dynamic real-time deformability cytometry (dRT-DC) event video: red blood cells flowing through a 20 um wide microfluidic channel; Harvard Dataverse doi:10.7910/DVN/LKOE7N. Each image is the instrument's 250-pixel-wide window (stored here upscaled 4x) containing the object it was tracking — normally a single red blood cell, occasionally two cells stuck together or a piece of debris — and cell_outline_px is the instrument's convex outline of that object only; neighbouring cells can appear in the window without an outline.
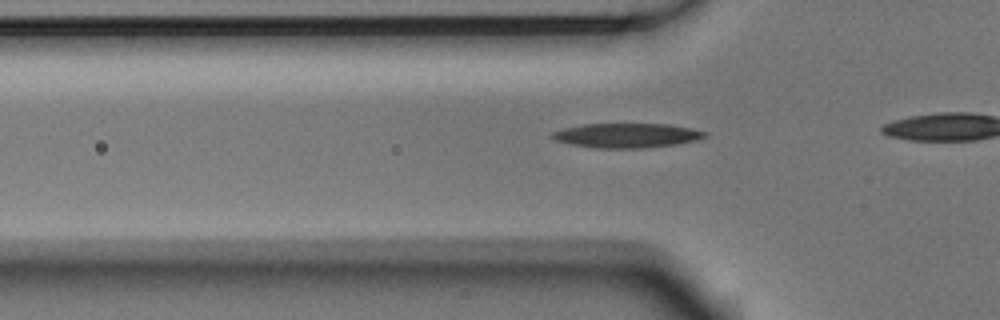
{"species": "Egyptian fruit bat (a non-hibernating species)", "species_latin": "Rousettus aegyptiacus", "temperature_condition": "room temperature", "stored_images_in_passage": 36, "camera_frame_rate_fps": 3000, "um_per_image_px": 0.085, "animal": {"sex": "male"}, "frame": {"image": 1, "passage_image": 11, "time_ms": 3.333, "image_size_px": [1000, 320], "cell_outline_px": [[708, 136], [696, 140], [676, 144], [644, 148], [596, 148], [572, 144], [556, 140], [548, 136], [552, 132], [564, 128], [580, 124], [668, 124], [692, 128], [708, 132]], "centroid_in_image_um": [53.29, 11.51], "position_along_channel_um": 72.5, "area_um2": 21.85}}
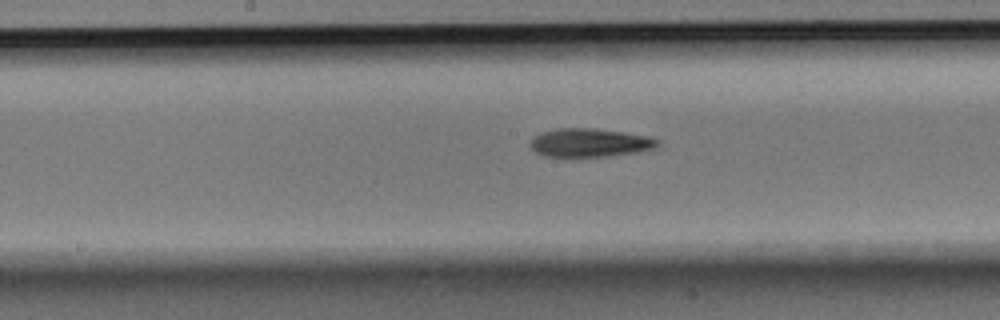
{"frame": {"image": 2, "passage_image": 21, "time_ms": 6.667, "image_size_px": [1000, 320], "cell_outline_px": [[660, 144], [656, 148], [640, 152], [608, 156], [544, 156], [536, 152], [528, 144], [532, 136], [540, 132], [556, 128], [596, 128], [624, 132], [644, 136], [660, 140]], "centroid_in_image_um": [50.11, 12.12], "position_along_channel_um": 198.1, "area_um2": 21.33}}
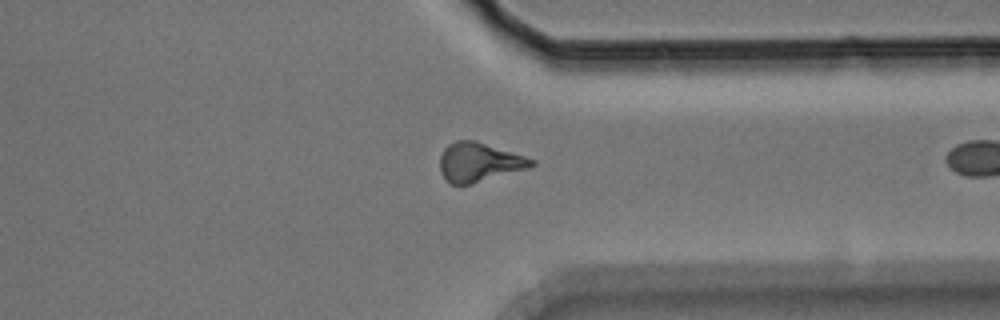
{"frame": {"image": 3, "passage_image": 35, "time_ms": 11.333, "image_size_px": [1000, 320], "cell_outline_px": [[536, 164], [528, 168], [468, 184], [448, 184], [444, 180], [440, 172], [440, 156], [444, 148], [448, 144], [456, 140], [476, 140], [536, 160]], "centroid_in_image_um": [40.68, 13.77], "position_along_channel_um": 370.7, "area_um2": 20.75}}